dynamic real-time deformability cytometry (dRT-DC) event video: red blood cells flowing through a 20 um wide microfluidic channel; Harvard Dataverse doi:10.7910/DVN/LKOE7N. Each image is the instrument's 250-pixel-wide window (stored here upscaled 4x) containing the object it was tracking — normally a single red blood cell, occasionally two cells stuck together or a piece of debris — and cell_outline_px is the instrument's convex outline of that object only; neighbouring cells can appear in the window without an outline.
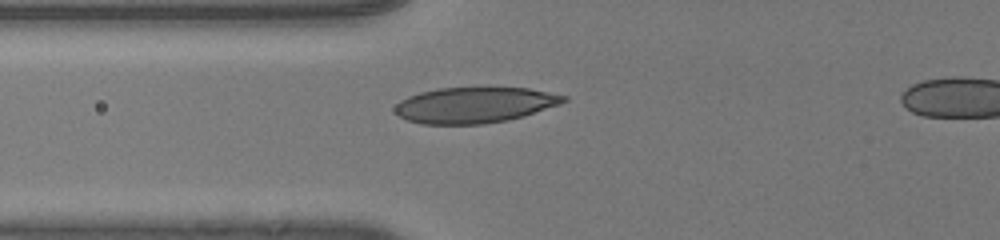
{"species": "human", "species_latin": "Homo sapiens", "temperature_condition": "room temperature", "stored_images_in_passage": 47, "camera_frame_rate_fps": 3000, "um_per_image_px": 0.085, "donor": {"sex": "male"}, "frame": {"image": 1, "passage_image": 18, "time_ms": 5.667, "image_size_px": [1000, 240], "cell_outline_px": [[568, 100], [560, 104], [524, 116], [508, 120], [484, 124], [420, 124], [408, 120], [400, 116], [396, 112], [396, 104], [400, 100], [408, 96], [420, 92], [440, 88], [528, 88], [568, 96]], "centroid_in_image_um": [40.36, 8.93], "position_along_channel_um": 85.4, "area_um2": 35.03}}
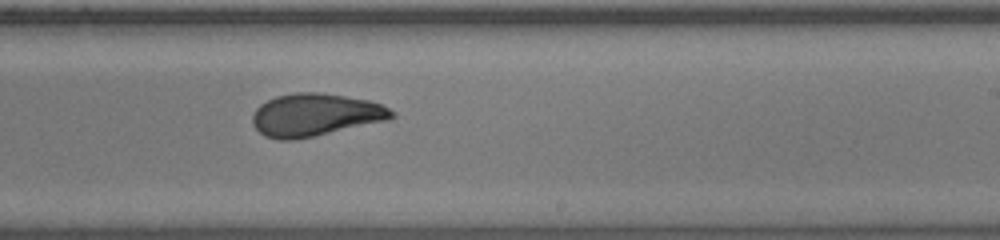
{"frame": {"image": 2, "passage_image": 31, "time_ms": 10.0, "image_size_px": [1000, 240], "cell_outline_px": [[396, 116], [392, 120], [292, 140], [280, 140], [264, 136], [252, 124], [252, 116], [256, 108], [260, 104], [276, 96], [296, 92], [316, 92], [344, 96], [368, 100], [380, 104], [396, 112]], "centroid_in_image_um": [26.82, 9.77], "position_along_channel_um": 262.2, "area_um2": 34.62}}
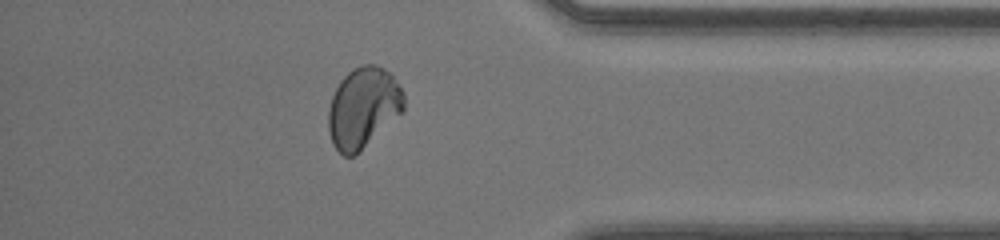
{"frame": {"image": 3, "passage_image": 42, "time_ms": 13.667, "image_size_px": [1000, 240], "cell_outline_px": [[404, 112], [360, 152], [352, 156], [344, 156], [332, 144], [328, 128], [328, 108], [332, 96], [340, 80], [352, 68], [364, 64], [376, 64], [384, 68], [392, 76], [404, 92]], "centroid_in_image_um": [30.88, 9.16], "position_along_channel_um": 404.3, "area_um2": 35.84}}